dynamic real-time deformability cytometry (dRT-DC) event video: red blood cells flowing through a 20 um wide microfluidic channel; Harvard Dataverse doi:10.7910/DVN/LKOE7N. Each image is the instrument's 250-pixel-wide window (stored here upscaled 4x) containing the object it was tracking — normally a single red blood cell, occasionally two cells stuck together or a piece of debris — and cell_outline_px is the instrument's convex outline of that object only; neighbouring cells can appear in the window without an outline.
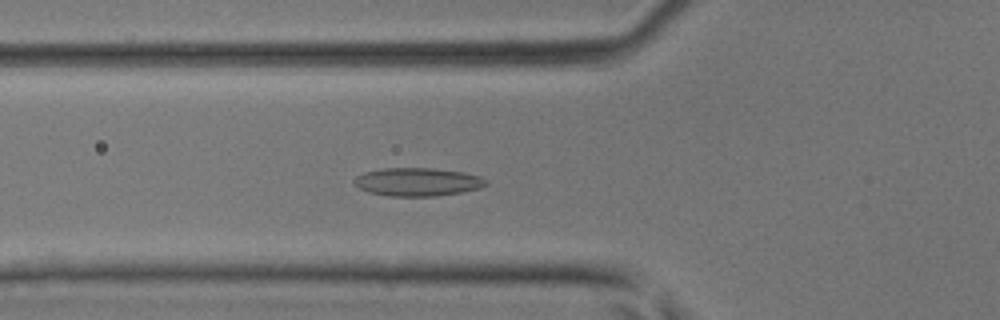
{"species": "common noctule bat (a hibernating species)", "species_latin": "Nyctalus noctula", "temperature_condition": "room temperature", "stored_images_in_passage": 42, "camera_frame_rate_fps": 3000, "um_per_image_px": 0.085, "animal": {"sex": "male", "body_mass_g": 17.9, "forearm_length_mm": 54.2}, "frame": {"image": 1, "passage_image": 14, "time_ms": 4.333, "image_size_px": [1000, 320], "cell_outline_px": [[488, 184], [480, 188], [460, 192], [432, 196], [388, 196], [368, 192], [360, 188], [352, 180], [356, 176], [364, 172], [380, 168], [432, 168], [464, 172], [480, 176], [488, 180]], "centroid_in_image_um": [35.49, 15.45], "position_along_channel_um": 90.3, "area_um2": 21.73}}
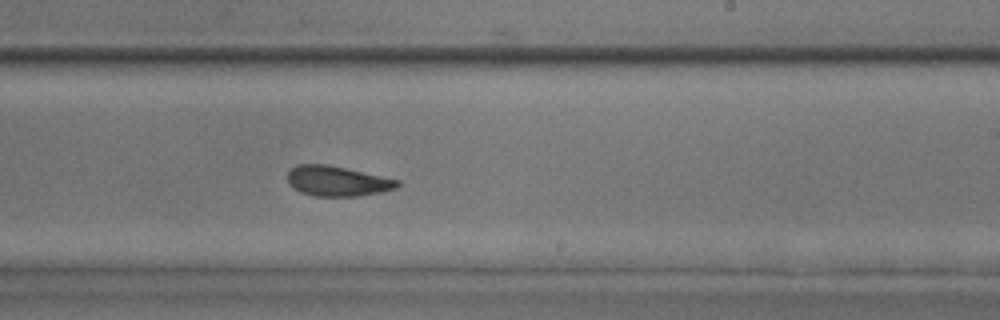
{"frame": {"image": 2, "passage_image": 25, "time_ms": 8.0, "image_size_px": [1000, 320], "cell_outline_px": [[400, 184], [396, 188], [380, 192], [356, 196], [316, 196], [300, 192], [288, 184], [288, 172], [296, 164], [328, 164], [400, 180]], "centroid_in_image_um": [28.65, 15.38], "position_along_channel_um": 260.3, "area_um2": 19.25}}
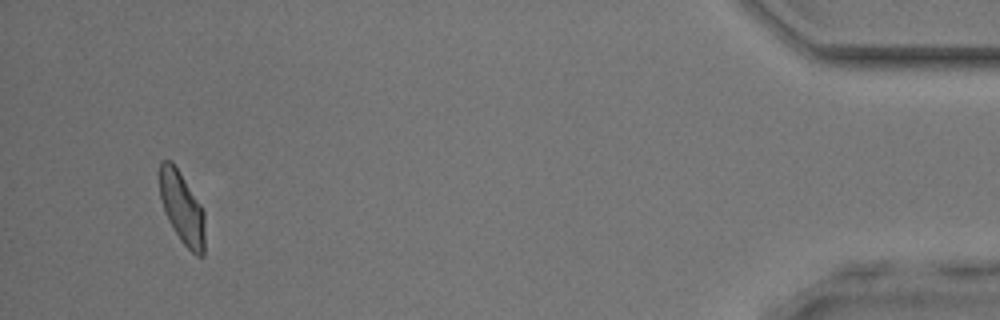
{"frame": {"image": 3, "passage_image": 40, "time_ms": 13.0, "image_size_px": [1000, 320], "cell_outline_px": [[204, 256], [196, 256], [180, 240], [168, 220], [160, 200], [160, 160], [172, 160], [200, 204], [204, 212]], "centroid_in_image_um": [15.47, 17.68], "position_along_channel_um": 419.7, "area_um2": 18.84}}